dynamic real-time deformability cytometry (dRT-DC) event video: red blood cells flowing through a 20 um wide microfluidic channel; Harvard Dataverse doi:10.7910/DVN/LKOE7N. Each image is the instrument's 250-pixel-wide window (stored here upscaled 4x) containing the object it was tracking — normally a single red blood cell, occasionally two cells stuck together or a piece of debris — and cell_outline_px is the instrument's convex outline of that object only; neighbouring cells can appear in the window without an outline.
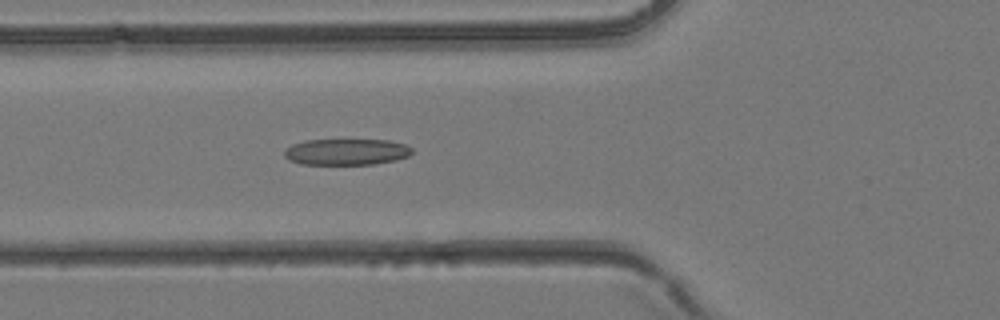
{"species": "common noctule bat (a hibernating species)", "species_latin": "Nyctalus noctula", "temperature_condition": "room temperature", "stored_images_in_passage": 35, "camera_frame_rate_fps": 3000, "um_per_image_px": 0.085, "animal": {"sex": "female", "body_mass_g": 24.6, "forearm_length_mm": 56.2}, "frame": {"image": 1, "passage_image": 8, "time_ms": 2.333, "image_size_px": [1000, 320], "cell_outline_px": [[412, 152], [408, 156], [396, 160], [372, 164], [300, 164], [288, 160], [284, 156], [284, 152], [292, 144], [304, 140], [388, 140], [404, 144], [412, 148]], "centroid_in_image_um": [29.43, 12.91], "position_along_channel_um": 96.4, "area_um2": 19.48}}
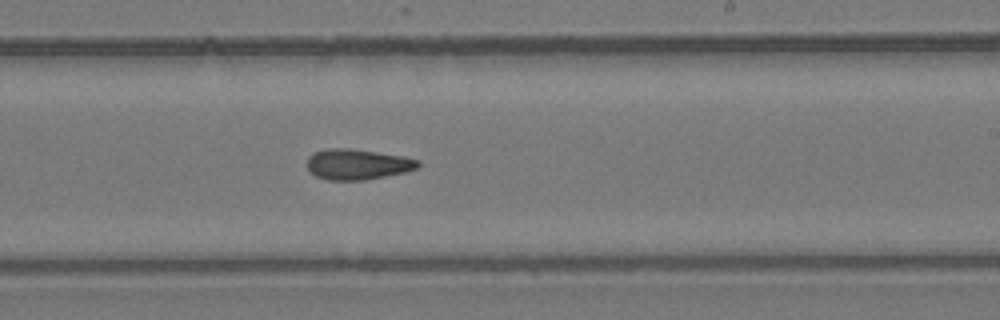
{"frame": {"image": 2, "passage_image": 18, "time_ms": 5.667, "image_size_px": [1000, 320], "cell_outline_px": [[420, 164], [416, 168], [404, 172], [364, 180], [328, 180], [316, 176], [308, 168], [308, 156], [312, 152], [328, 148], [348, 148], [400, 156], [420, 160]], "centroid_in_image_um": [30.35, 13.96], "position_along_channel_um": 258.7, "area_um2": 19.48}}
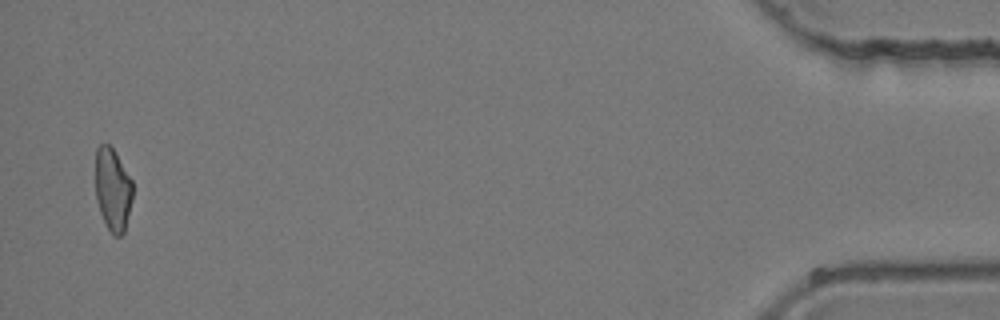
{"frame": {"image": 3, "passage_image": 34, "time_ms": 11.0, "image_size_px": [1000, 320], "cell_outline_px": [[132, 200], [124, 232], [120, 236], [112, 236], [100, 212], [96, 200], [96, 148], [100, 144], [108, 144], [112, 148], [132, 180]], "centroid_in_image_um": [9.58, 16.13], "position_along_channel_um": 425.6, "area_um2": 17.8}}